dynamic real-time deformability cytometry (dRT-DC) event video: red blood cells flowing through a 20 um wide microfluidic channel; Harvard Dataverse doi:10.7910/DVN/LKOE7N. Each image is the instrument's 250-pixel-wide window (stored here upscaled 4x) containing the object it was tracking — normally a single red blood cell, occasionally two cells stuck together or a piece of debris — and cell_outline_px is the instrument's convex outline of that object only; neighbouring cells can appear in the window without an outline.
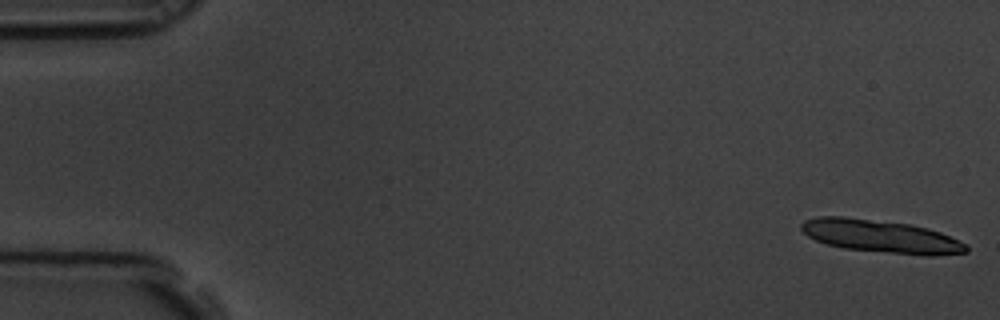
{"species": "common noctule bat (a hibernating species)", "species_latin": "Nyctalus noctula", "temperature_condition": "room temperature", "stored_images_in_passage": 15, "camera_frame_rate_fps": 3000, "um_per_image_px": 0.085, "animal": {"sex": "male", "body_mass_g": 19.5, "forearm_length_mm": 54.6}, "frame": {"image": 1, "passage_image": 1, "time_ms": 0.0, "image_size_px": [1000, 320], "cell_outline_px": [[968, 252], [932, 256], [924, 256], [844, 248], [828, 244], [816, 240], [808, 236], [800, 228], [800, 224], [804, 220], [816, 216], [844, 216], [908, 224], [928, 228], [940, 232], [968, 244]], "centroid_in_image_um": [74.89, 20.08], "position_along_channel_um": 10.1, "area_um2": 31.62}}